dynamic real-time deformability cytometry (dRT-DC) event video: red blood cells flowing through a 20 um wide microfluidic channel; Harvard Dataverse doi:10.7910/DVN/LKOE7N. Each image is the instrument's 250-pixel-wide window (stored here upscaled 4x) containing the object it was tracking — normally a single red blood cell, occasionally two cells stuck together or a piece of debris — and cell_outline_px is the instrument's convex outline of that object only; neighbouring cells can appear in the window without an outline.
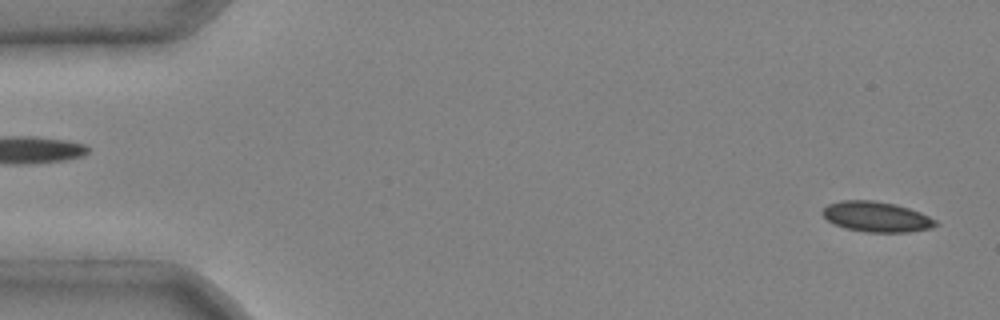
{"species": "common noctule bat (a hibernating species)", "species_latin": "Nyctalus noctula", "temperature_condition": "cold", "stored_images_in_passage": 3, "camera_frame_rate_fps": 3000, "um_per_image_px": 0.085, "animal": {"sex": "male", "body_mass_g": 20.4}, "frame": {"image": 1, "passage_image": 1, "time_ms": 0.0, "image_size_px": [1000, 320], "cell_outline_px": [[940, 224], [928, 228], [908, 232], [864, 232], [844, 228], [828, 220], [820, 212], [828, 204], [840, 200], [872, 200], [896, 204], [920, 212], [936, 220]], "centroid_in_image_um": [74.48, 18.42], "position_along_channel_um": 10.5, "area_um2": 19.94}}
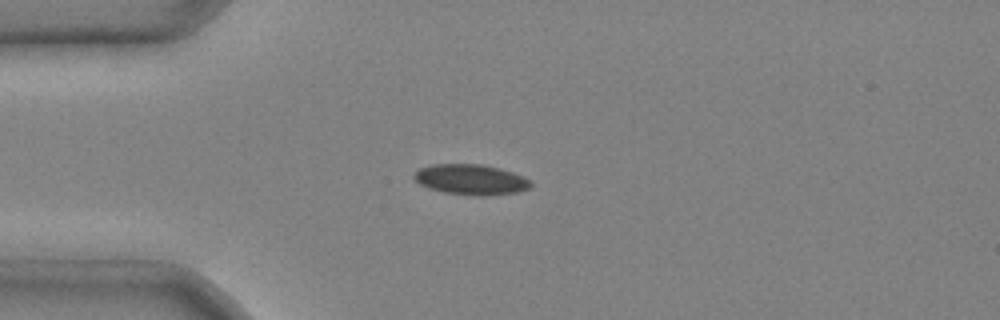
{"frame": {"image": 2, "passage_image": 3, "time_ms": 0.667, "image_size_px": [1000, 320], "cell_outline_px": [[532, 184], [528, 188], [516, 192], [480, 196], [476, 196], [444, 192], [428, 188], [420, 184], [412, 176], [420, 168], [432, 164], [480, 164], [500, 168], [524, 176], [532, 180]], "centroid_in_image_um": [40.03, 15.25], "position_along_channel_um": 45.0, "area_um2": 20.63}}